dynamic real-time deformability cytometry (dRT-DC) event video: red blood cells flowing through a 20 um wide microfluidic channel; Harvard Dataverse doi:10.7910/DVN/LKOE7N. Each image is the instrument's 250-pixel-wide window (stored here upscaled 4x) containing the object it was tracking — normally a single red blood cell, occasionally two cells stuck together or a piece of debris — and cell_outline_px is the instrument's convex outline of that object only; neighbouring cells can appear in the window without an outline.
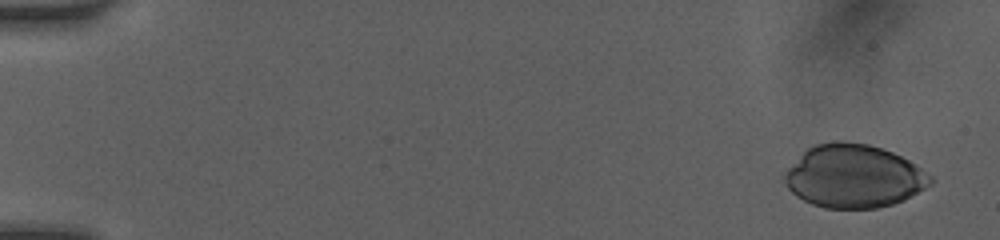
{"species": "human", "species_latin": "Homo sapiens", "temperature_condition": "room temperature", "stored_images_in_passage": 41, "camera_frame_rate_fps": 3000, "um_per_image_px": 0.085, "donor": {"sex": "female"}, "frame": {"image": 1, "passage_image": 1, "time_ms": 0.0, "image_size_px": [1000, 240], "cell_outline_px": [[932, 184], [904, 200], [892, 204], [876, 208], [824, 208], [812, 204], [796, 196], [788, 188], [784, 180], [784, 176], [788, 168], [808, 148], [816, 144], [836, 140], [844, 140], [868, 144], [892, 152], [916, 164], [932, 176]], "centroid_in_image_um": [72.58, 14.97], "position_along_channel_um": 12.4, "area_um2": 53.52}}
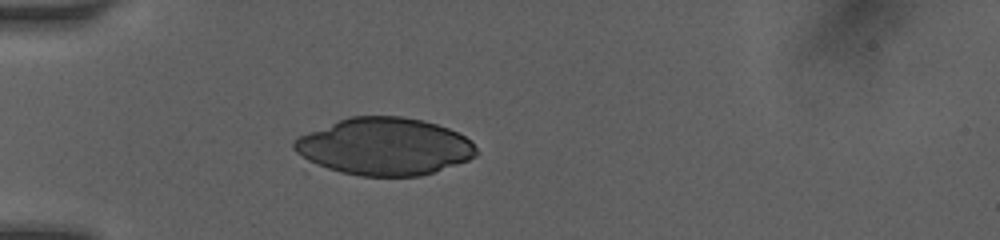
{"frame": {"image": 2, "passage_image": 10, "time_ms": 4.333, "image_size_px": [1000, 240], "cell_outline_px": [[476, 156], [468, 160], [420, 176], [360, 176], [340, 172], [308, 164], [292, 148], [292, 140], [308, 132], [348, 116], [400, 116], [424, 120], [448, 128], [464, 136], [476, 148]], "centroid_in_image_um": [32.6, 12.46], "position_along_channel_um": 52.4, "area_um2": 61.04}}